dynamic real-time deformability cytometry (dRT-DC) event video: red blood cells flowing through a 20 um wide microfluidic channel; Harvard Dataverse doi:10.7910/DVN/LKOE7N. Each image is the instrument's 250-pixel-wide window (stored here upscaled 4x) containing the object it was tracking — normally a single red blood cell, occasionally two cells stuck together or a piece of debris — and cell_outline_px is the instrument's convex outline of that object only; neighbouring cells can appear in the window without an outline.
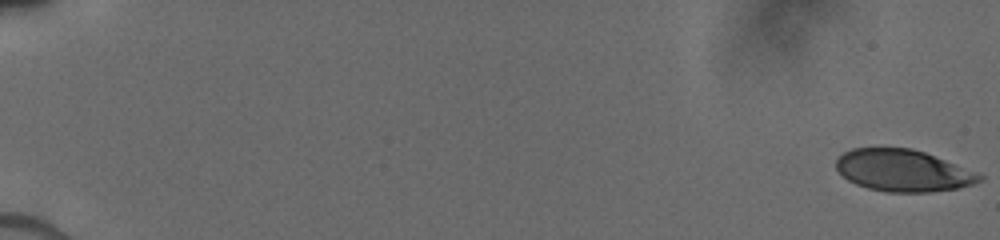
{"species": "human", "species_latin": "Homo sapiens", "temperature_condition": "cold", "stored_images_in_passage": 52, "camera_frame_rate_fps": 3000, "um_per_image_px": 0.085, "donor": {"sex": "male"}, "frame": {"image": 1, "passage_image": 1, "time_ms": 0.0, "image_size_px": [1000, 240], "cell_outline_px": [[984, 180], [972, 184], [956, 188], [928, 192], [888, 192], [868, 188], [856, 184], [848, 180], [836, 168], [836, 160], [844, 152], [852, 148], [912, 148], [924, 152], [984, 176]], "centroid_in_image_um": [76.72, 14.5], "position_along_channel_um": 8.3, "area_um2": 34.45}}
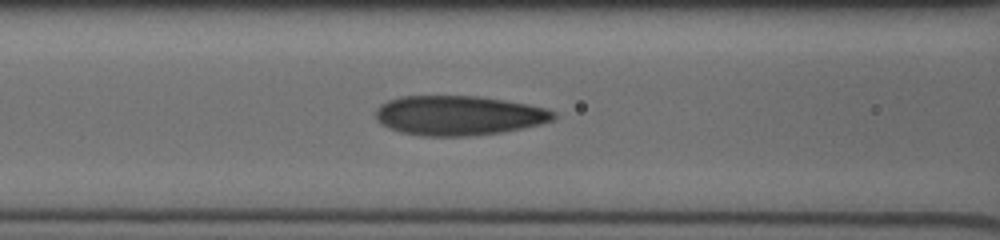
{"frame": {"image": 2, "passage_image": 46, "time_ms": 8.0, "image_size_px": [1000, 240], "cell_outline_px": [[556, 120], [540, 124], [500, 132], [472, 136], [424, 136], [400, 132], [388, 128], [380, 124], [376, 120], [376, 108], [380, 104], [388, 100], [400, 96], [480, 96], [528, 104], [544, 108], [556, 112]], "centroid_in_image_um": [38.96, 9.81], "position_along_channel_um": 127.6, "area_um2": 41.27}}
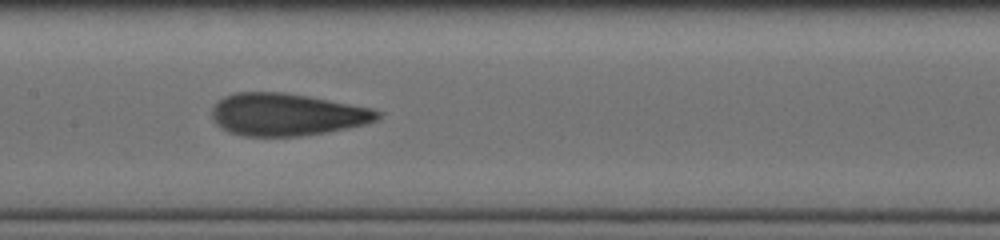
{"frame": {"image": 3, "passage_image": 51, "time_ms": 9.333, "image_size_px": [1000, 240], "cell_outline_px": [[384, 112], [380, 120], [364, 124], [324, 132], [300, 136], [244, 136], [228, 132], [220, 128], [216, 124], [212, 116], [212, 104], [216, 100], [224, 96], [236, 92], [284, 92], [308, 96], [372, 108]], "centroid_in_image_um": [24.35, 9.72], "position_along_channel_um": 183.0, "area_um2": 41.15}}